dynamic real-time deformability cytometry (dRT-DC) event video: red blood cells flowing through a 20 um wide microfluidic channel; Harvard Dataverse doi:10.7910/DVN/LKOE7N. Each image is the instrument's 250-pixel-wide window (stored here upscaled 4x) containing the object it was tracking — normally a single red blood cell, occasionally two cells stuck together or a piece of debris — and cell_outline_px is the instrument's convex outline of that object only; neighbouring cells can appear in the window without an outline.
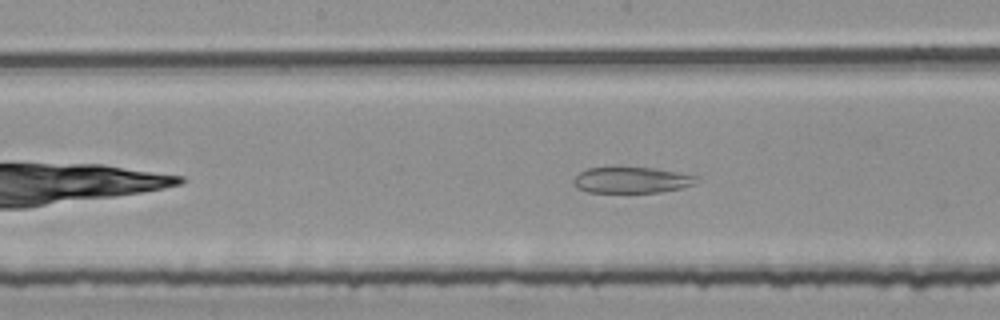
{"species": "common noctule bat (a hibernating species)", "species_latin": "Nyctalus noctula", "temperature_condition": "room temperature", "stored_images_in_passage": 41, "camera_frame_rate_fps": 3000, "um_per_image_px": 0.085, "animal": {"sex": "female", "body_mass_g": 25.1}, "frame": {"image": 1, "passage_image": 15, "time_ms": 4.667, "image_size_px": [1000, 320], "cell_outline_px": [[700, 180], [692, 184], [680, 188], [660, 192], [588, 192], [576, 188], [572, 184], [572, 180], [580, 172], [588, 168], [652, 168], [680, 172], [700, 176]], "centroid_in_image_um": [53.7, 15.31], "position_along_channel_um": 194.5, "area_um2": 18.61}}
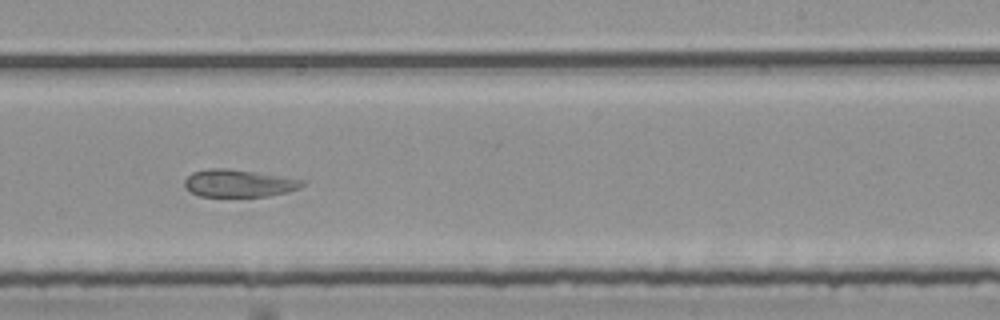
{"frame": {"image": 2, "passage_image": 21, "time_ms": 6.667, "image_size_px": [1000, 320], "cell_outline_px": [[304, 184], [300, 188], [288, 192], [268, 196], [200, 196], [188, 192], [184, 188], [184, 180], [192, 172], [208, 168], [224, 168], [252, 172], [304, 180]], "centroid_in_image_um": [20.23, 15.59], "position_along_channel_um": 268.8, "area_um2": 18.73}}
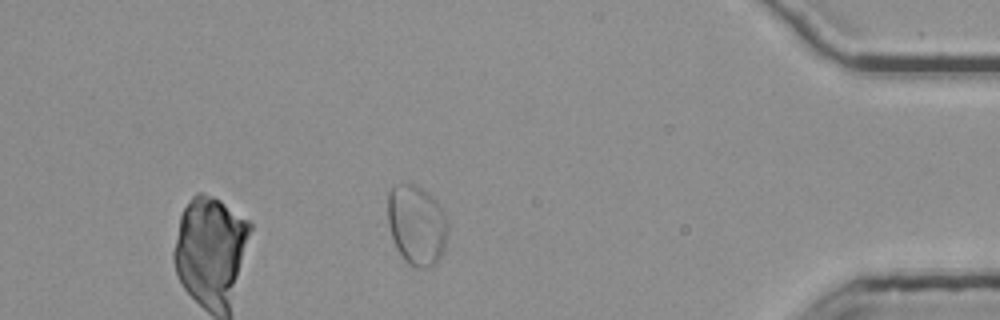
{"frame": {"image": 3, "passage_image": 35, "time_ms": 11.333, "image_size_px": [1000, 320], "cell_outline_px": [[448, 228], [444, 248], [436, 264], [424, 268], [416, 268], [408, 264], [404, 260], [396, 248], [388, 224], [388, 192], [396, 184], [412, 184], [428, 192], [436, 200], [448, 224]], "centroid_in_image_um": [35.4, 19.14], "position_along_channel_um": 399.8, "area_um2": 27.92}, "authors_computed_cell_mechanics": {"area_um2": 24.1026, "velocity_mm_per_s": 3.7377, "shape_relaxation_time_tau1_ms": null, "shape_relaxation_time_tau2_ms": 3.4776, "deformation_change_tau1": null, "deformation_change_tau2": 0.0942}}